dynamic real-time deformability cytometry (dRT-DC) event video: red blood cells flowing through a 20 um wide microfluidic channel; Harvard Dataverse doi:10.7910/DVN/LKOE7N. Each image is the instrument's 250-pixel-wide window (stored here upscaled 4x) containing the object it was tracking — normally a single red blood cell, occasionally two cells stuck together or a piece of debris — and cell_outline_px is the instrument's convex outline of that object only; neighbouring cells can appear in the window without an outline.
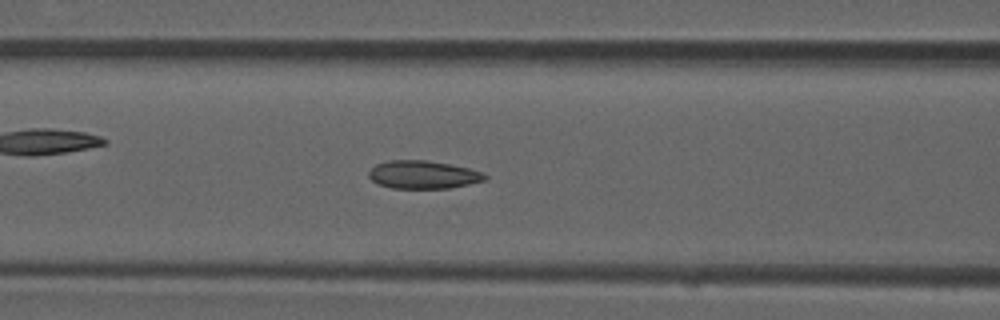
{"species": "common noctule bat (a hibernating species)", "species_latin": "Nyctalus noctula", "temperature_condition": "room temperature", "stored_images_in_passage": 51, "camera_frame_rate_fps": 3000, "um_per_image_px": 0.085, "animal": {"sex": "male", "forearm_length_mm": 52.5}, "frame": {"image": 1, "passage_image": 20, "time_ms": 6.333, "image_size_px": [1000, 320], "cell_outline_px": [[488, 180], [448, 188], [392, 188], [376, 184], [368, 176], [368, 172], [376, 164], [388, 160], [424, 160], [448, 164], [468, 168], [484, 172], [488, 176]], "centroid_in_image_um": [35.96, 14.85], "position_along_channel_um": 130.6, "area_um2": 19.02}}
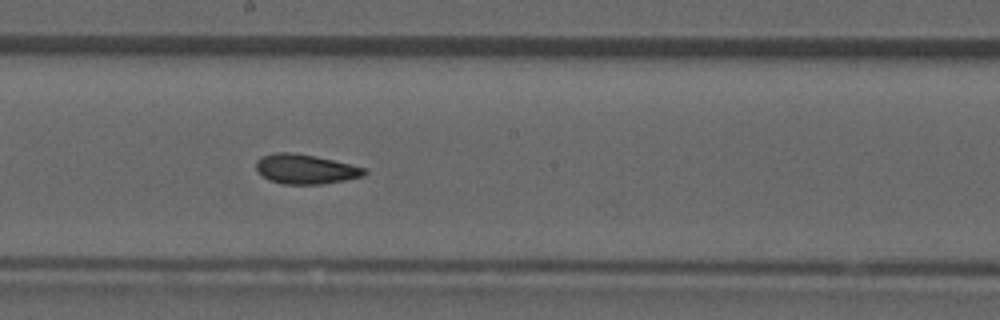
{"frame": {"image": 2, "passage_image": 27, "time_ms": 8.667, "image_size_px": [1000, 320], "cell_outline_px": [[368, 172], [364, 176], [344, 180], [320, 184], [284, 184], [268, 180], [256, 168], [256, 160], [260, 156], [272, 152], [292, 152], [316, 156], [368, 168]], "centroid_in_image_um": [25.97, 14.36], "position_along_channel_um": 222.2, "area_um2": 18.84}}
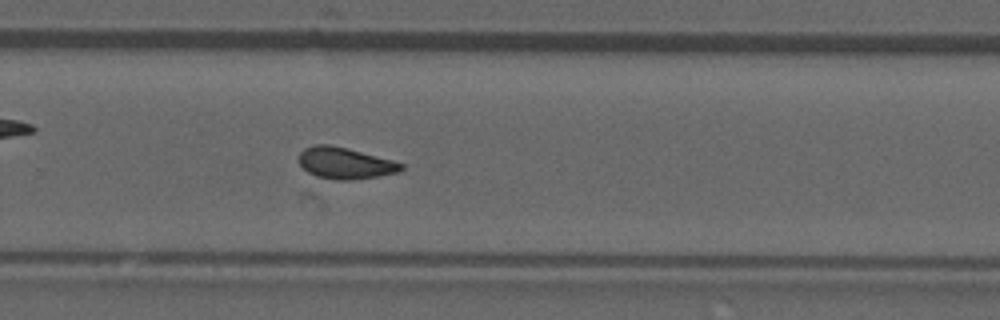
{"frame": {"image": 3, "passage_image": 33, "time_ms": 10.667, "image_size_px": [1000, 320], "cell_outline_px": [[404, 168], [400, 172], [376, 176], [348, 180], [332, 180], [316, 176], [308, 172], [300, 164], [300, 152], [304, 148], [312, 144], [328, 144], [348, 148], [392, 160], [404, 164]], "centroid_in_image_um": [29.33, 13.86], "position_along_channel_um": 300.5, "area_um2": 18.73}, "authors_computed_cell_mechanics": {"area_um2": 18.8428, "velocity_mm_per_s": 3.934, "shape_relaxation_time_tau1_ms": null, "shape_relaxation_time_tau2_ms": 2.003, "deformation_change_tau1": null, "deformation_change_tau2": 0.078}}